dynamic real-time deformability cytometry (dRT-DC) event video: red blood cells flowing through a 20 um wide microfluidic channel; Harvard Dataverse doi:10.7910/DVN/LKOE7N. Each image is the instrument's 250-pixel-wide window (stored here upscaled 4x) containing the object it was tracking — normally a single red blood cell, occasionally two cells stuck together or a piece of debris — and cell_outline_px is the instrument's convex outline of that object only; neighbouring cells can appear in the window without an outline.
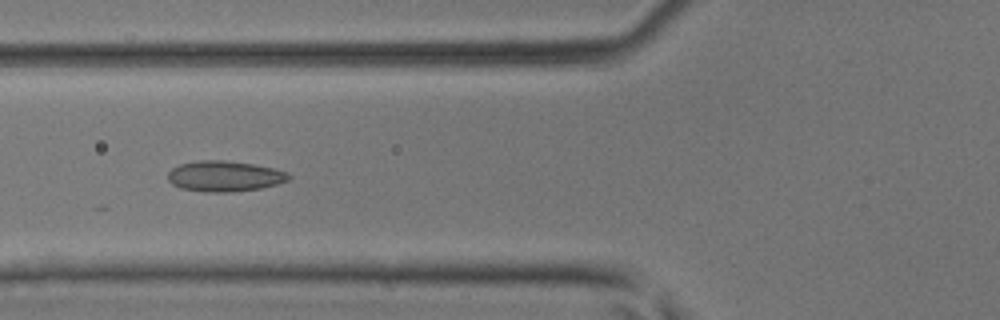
{"species": "common noctule bat (a hibernating species)", "species_latin": "Nyctalus noctula", "temperature_condition": "room temperature", "stored_images_in_passage": 46, "camera_frame_rate_fps": 3000, "um_per_image_px": 0.085, "animal": {"sex": "male", "body_mass_g": 17.9, "forearm_length_mm": 54.2}, "frame": {"image": 1, "passage_image": 18, "time_ms": 5.667, "image_size_px": [1000, 320], "cell_outline_px": [[292, 176], [288, 180], [276, 184], [260, 188], [224, 192], [216, 192], [180, 188], [172, 184], [168, 180], [168, 172], [172, 168], [180, 164], [200, 160], [224, 160], [252, 164], [276, 168], [288, 172]], "centroid_in_image_um": [19.1, 14.96], "position_along_channel_um": 106.7, "area_um2": 21.39}}
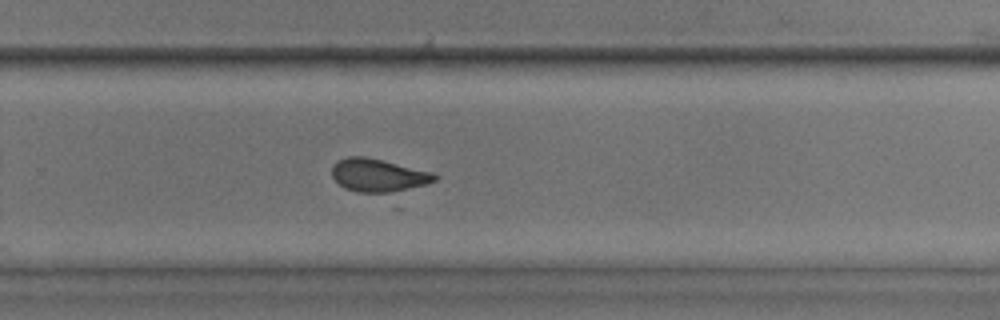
{"frame": {"image": 2, "passage_image": 31, "time_ms": 10.0, "image_size_px": [1000, 320], "cell_outline_px": [[440, 176], [436, 180], [400, 208], [392, 208], [344, 188], [332, 176], [332, 164], [336, 160], [348, 156], [364, 156], [384, 160], [432, 172]], "centroid_in_image_um": [32.44, 15.26], "position_along_channel_um": 297.4, "area_um2": 25.2}}
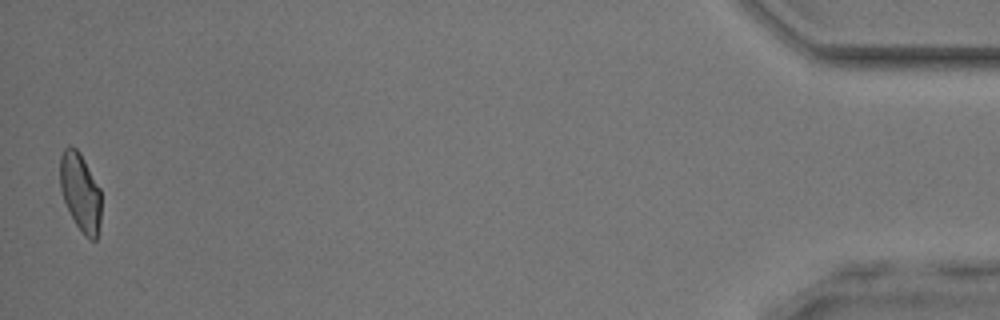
{"frame": {"image": 3, "passage_image": 46, "time_ms": 15.0, "image_size_px": [1000, 320], "cell_outline_px": [[100, 220], [96, 240], [92, 240], [84, 236], [76, 224], [64, 200], [60, 188], [60, 156], [64, 148], [68, 144], [72, 144], [80, 152], [100, 188]], "centroid_in_image_um": [6.82, 16.28], "position_along_channel_um": 428.4, "area_um2": 18.73}}